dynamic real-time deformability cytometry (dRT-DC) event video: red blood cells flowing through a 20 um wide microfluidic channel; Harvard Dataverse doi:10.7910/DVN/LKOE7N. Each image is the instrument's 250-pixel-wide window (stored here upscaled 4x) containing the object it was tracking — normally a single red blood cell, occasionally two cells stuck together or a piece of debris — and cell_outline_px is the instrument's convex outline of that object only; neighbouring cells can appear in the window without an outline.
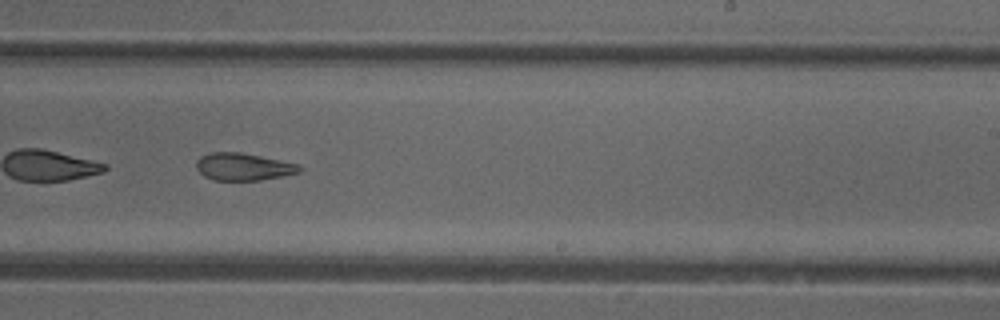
{"species": "common noctule bat (a hibernating species)", "species_latin": "Nyctalus noctula", "temperature_condition": "cold", "stored_images_in_passage": 46, "camera_frame_rate_fps": 3000, "um_per_image_px": 0.085, "animal": {"sex": "female"}, "frame": {"image": 1, "passage_image": 27, "time_ms": 8.667, "image_size_px": [1000, 320], "cell_outline_px": [[304, 168], [300, 172], [260, 180], [212, 180], [204, 176], [196, 168], [196, 160], [200, 156], [212, 152], [240, 152], [300, 164]], "centroid_in_image_um": [20.68, 14.17], "position_along_channel_um": 268.3, "area_um2": 16.47}, "authors_computed_cell_mechanics": {"area_um2": 19.3052, "velocity_mm_per_s": 3.9607, "shape_relaxation_time_tau1_ms": null, "shape_relaxation_time_tau2_ms": 2.7937, "deformation_change_tau1": null, "deformation_change_tau2": 0.1023}}